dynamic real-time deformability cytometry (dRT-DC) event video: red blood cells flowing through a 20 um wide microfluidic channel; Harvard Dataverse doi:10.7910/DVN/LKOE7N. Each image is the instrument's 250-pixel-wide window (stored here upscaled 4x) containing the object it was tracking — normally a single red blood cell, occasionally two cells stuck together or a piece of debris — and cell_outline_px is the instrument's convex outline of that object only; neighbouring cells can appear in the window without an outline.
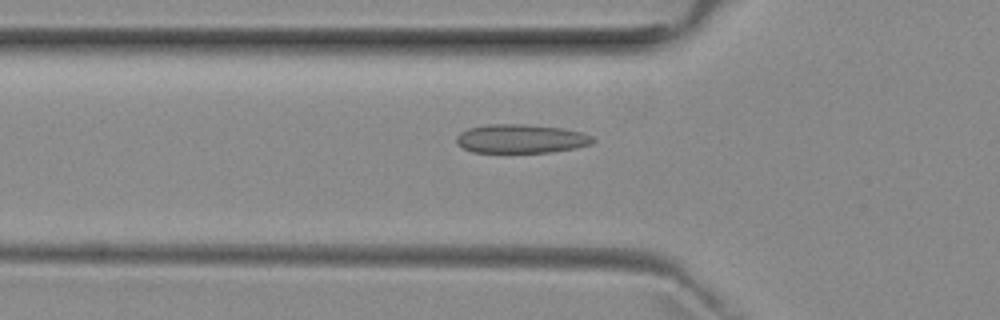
{"species": "common noctule bat (a hibernating species)", "species_latin": "Nyctalus noctula", "temperature_condition": "room temperature", "stored_images_in_passage": 52, "camera_frame_rate_fps": 3000, "um_per_image_px": 0.085, "animal": {"sex": "female", "body_mass_g": 29.2, "forearm_length_mm": 56.3}, "frame": {"image": 1, "passage_image": 17, "time_ms": 5.333, "image_size_px": [1000, 320], "cell_outline_px": [[596, 140], [592, 144], [576, 148], [548, 152], [472, 152], [464, 148], [456, 140], [456, 136], [460, 132], [468, 128], [488, 124], [524, 124], [564, 128], [580, 132], [592, 136]], "centroid_in_image_um": [44.3, 11.78], "position_along_channel_um": 81.5, "area_um2": 22.89}}
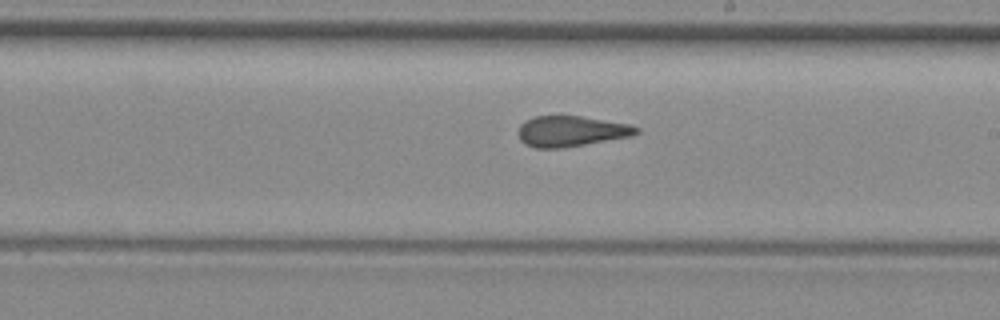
{"frame": {"image": 2, "passage_image": 29, "time_ms": 9.333, "image_size_px": [1000, 320], "cell_outline_px": [[640, 132], [632, 136], [564, 148], [536, 148], [524, 144], [520, 140], [520, 124], [524, 120], [536, 116], [580, 116], [632, 124], [640, 128]], "centroid_in_image_um": [48.59, 11.15], "position_along_channel_um": 240.4, "area_um2": 21.21}}
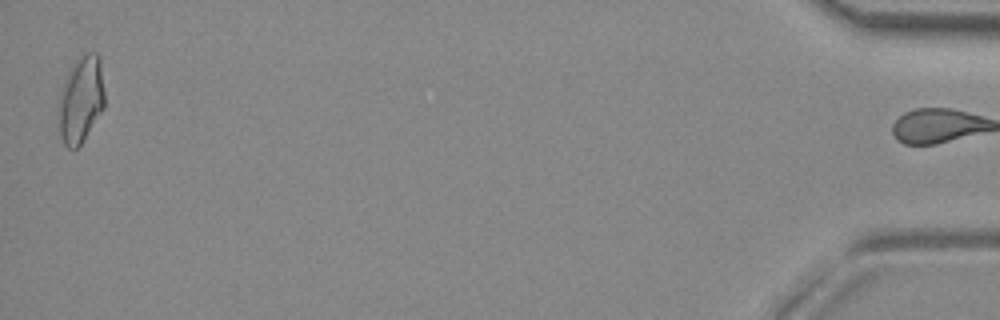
{"frame": {"image": 3, "passage_image": 51, "time_ms": 16.667, "image_size_px": [1000, 320], "cell_outline_px": [[104, 108], [80, 144], [76, 148], [68, 148], [64, 144], [60, 136], [56, 116], [60, 92], [68, 72], [76, 60], [84, 52], [96, 52], [100, 56], [104, 92]], "centroid_in_image_um": [6.85, 8.45], "position_along_channel_um": 428.3, "area_um2": 23.52}, "authors_computed_cell_mechanics": {"area_um2": 21.8484, "velocity_mm_per_s": 3.9663, "shape_relaxation_time_tau1_ms": null, "shape_relaxation_time_tau2_ms": 1.5482, "deformation_change_tau1": null, "deformation_change_tau2": 0.0788}}